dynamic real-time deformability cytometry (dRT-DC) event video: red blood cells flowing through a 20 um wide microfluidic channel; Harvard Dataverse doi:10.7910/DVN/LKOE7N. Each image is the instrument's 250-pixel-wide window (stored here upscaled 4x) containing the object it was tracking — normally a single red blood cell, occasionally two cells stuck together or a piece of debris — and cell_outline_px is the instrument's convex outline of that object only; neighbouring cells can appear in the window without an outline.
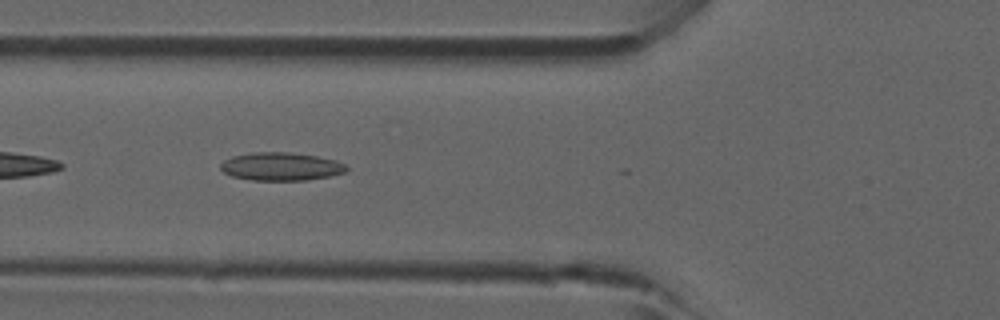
{"species": "common noctule bat (a hibernating species)", "species_latin": "Nyctalus noctula", "temperature_condition": "room temperature", "stored_images_in_passage": 6, "camera_frame_rate_fps": 3000, "um_per_image_px": 0.085, "animal": {"sex": "male", "forearm_length_mm": 52.5}, "frame": {"image": 1, "passage_image": 4, "time_ms": 1.0, "image_size_px": [1000, 320], "cell_outline_px": [[348, 168], [344, 172], [328, 176], [304, 180], [252, 180], [232, 176], [224, 172], [220, 168], [220, 164], [224, 160], [232, 156], [256, 152], [288, 152], [316, 156], [336, 160], [344, 164]], "centroid_in_image_um": [23.86, 14.15], "position_along_channel_um": 101.9, "area_um2": 20.4}}